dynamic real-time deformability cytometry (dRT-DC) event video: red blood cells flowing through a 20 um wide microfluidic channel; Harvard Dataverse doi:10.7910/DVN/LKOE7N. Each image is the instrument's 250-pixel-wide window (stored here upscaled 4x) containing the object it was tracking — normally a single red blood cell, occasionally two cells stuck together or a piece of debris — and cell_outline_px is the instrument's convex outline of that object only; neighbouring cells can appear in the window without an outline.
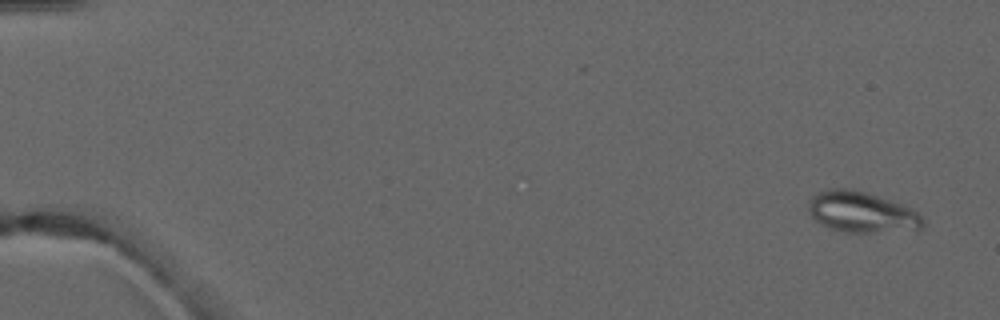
{"species": "common noctule bat (a hibernating species)", "species_latin": "Nyctalus noctula", "temperature_condition": "warm", "stored_images_in_passage": 4, "camera_frame_rate_fps": 3000, "um_per_image_px": 0.085, "animal": {"sex": "male", "forearm_length_mm": 52.5}, "frame": {"image": 1, "passage_image": 1, "time_ms": 0.0, "image_size_px": [1000, 320], "cell_outline_px": [[924, 224], [920, 228], [872, 232], [844, 232], [820, 224], [808, 212], [808, 200], [816, 192], [828, 188], [848, 188], [864, 192], [900, 204], [916, 212], [924, 220]], "centroid_in_image_um": [73.14, 18.01], "position_along_channel_um": 11.9, "area_um2": 26.7}}